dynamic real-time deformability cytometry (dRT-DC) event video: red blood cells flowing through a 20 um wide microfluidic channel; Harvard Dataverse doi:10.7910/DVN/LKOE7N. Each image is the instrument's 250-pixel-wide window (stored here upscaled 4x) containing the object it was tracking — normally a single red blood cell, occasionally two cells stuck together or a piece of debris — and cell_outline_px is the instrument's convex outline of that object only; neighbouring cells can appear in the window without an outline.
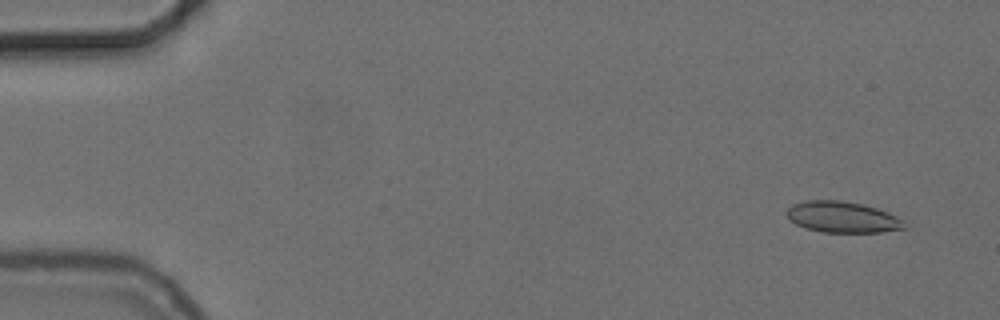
{"species": "common noctule bat (a hibernating species)", "species_latin": "Nyctalus noctula", "temperature_condition": "cold", "stored_images_in_passage": 55, "camera_frame_rate_fps": 3000, "um_per_image_px": 0.085, "animal": {"sex": "female", "body_mass_g": 24.6, "forearm_length_mm": 56.2}, "frame": {"image": 1, "passage_image": 4, "time_ms": 1.0, "image_size_px": [1000, 320], "cell_outline_px": [[908, 228], [880, 232], [824, 232], [808, 228], [796, 224], [788, 220], [784, 212], [792, 204], [804, 200], [840, 200], [860, 204], [876, 208], [888, 212], [896, 216]], "centroid_in_image_um": [71.55, 18.44], "position_along_channel_um": 13.5, "area_um2": 21.27}}
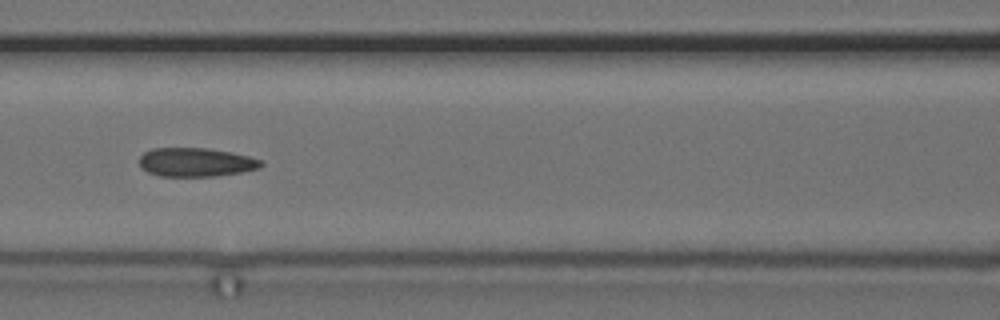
{"frame": {"image": 2, "passage_image": 25, "time_ms": 8.0, "image_size_px": [1000, 320], "cell_outline_px": [[264, 164], [260, 168], [240, 172], [216, 176], [160, 176], [148, 172], [140, 164], [140, 156], [144, 152], [152, 148], [208, 148], [232, 152], [264, 160]], "centroid_in_image_um": [16.69, 13.78], "position_along_channel_um": 149.9, "area_um2": 20.46}}
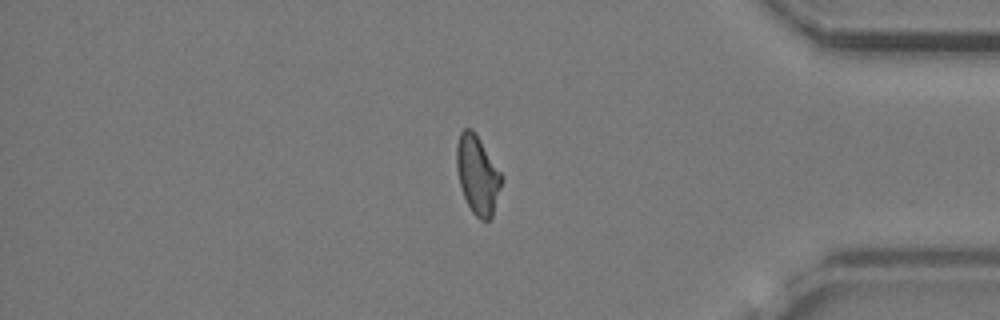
{"frame": {"image": 3, "passage_image": 47, "time_ms": 15.333, "image_size_px": [1000, 320], "cell_outline_px": [[504, 176], [492, 216], [488, 220], [480, 220], [472, 212], [464, 196], [460, 184], [456, 168], [456, 144], [460, 132], [464, 128], [472, 128]], "centroid_in_image_um": [40.59, 14.84], "position_along_channel_um": 394.6, "area_um2": 20.58}}